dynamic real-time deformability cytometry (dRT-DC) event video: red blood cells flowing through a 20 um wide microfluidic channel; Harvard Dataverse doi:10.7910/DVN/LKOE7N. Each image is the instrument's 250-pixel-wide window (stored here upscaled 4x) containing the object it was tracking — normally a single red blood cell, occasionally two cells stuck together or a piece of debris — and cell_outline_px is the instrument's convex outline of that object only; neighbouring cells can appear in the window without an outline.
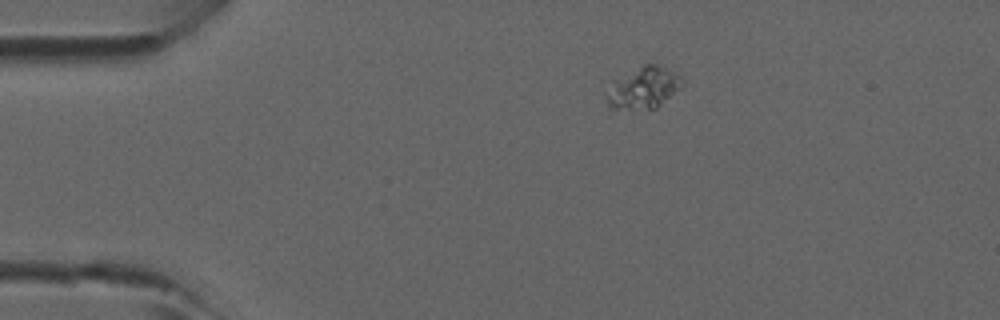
{"species": "common noctule bat (a hibernating species)", "species_latin": "Nyctalus noctula", "temperature_condition": "room temperature", "stored_images_in_passage": 3, "camera_frame_rate_fps": 3000, "um_per_image_px": 0.085, "animal": {"sex": "male", "forearm_length_mm": 52.5}, "frame": {"image": 1, "passage_image": 1, "time_ms": 0.0, "image_size_px": [1000, 320], "cell_outline_px": [[684, 84], [680, 88], [656, 108], [608, 116], [604, 92], [612, 80], [644, 64], [656, 64], [680, 76], [684, 80]], "centroid_in_image_um": [54.5, 7.6], "position_along_channel_um": 30.5, "area_um2": 19.77}}
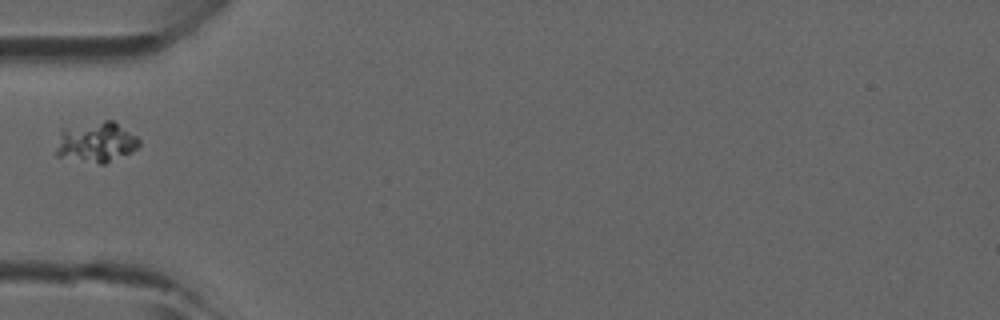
{"frame": {"image": 2, "passage_image": 3, "time_ms": 0.667, "image_size_px": [1000, 320], "cell_outline_px": [[140, 144], [132, 152], [104, 164], [100, 164], [56, 156], [56, 148], [60, 128], [104, 120], [112, 120], [136, 136], [140, 140]], "centroid_in_image_um": [8.15, 12.08], "position_along_channel_um": 76.9, "area_um2": 19.59}}